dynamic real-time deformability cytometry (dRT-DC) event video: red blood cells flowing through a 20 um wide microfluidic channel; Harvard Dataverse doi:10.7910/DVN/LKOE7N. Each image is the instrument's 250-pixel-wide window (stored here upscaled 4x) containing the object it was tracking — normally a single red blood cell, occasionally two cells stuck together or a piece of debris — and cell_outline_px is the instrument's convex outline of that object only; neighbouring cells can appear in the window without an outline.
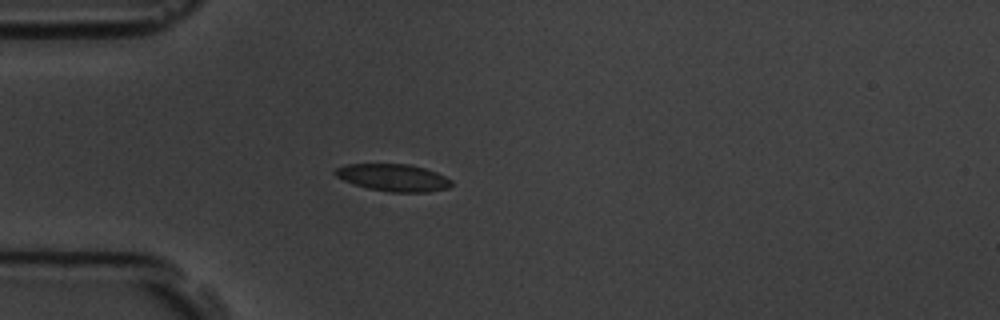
{"species": "common noctule bat (a hibernating species)", "species_latin": "Nyctalus noctula", "temperature_condition": "room temperature", "stored_images_in_passage": 7, "camera_frame_rate_fps": 3000, "um_per_image_px": 0.085, "animal": {"sex": "male", "body_mass_g": 19.5, "forearm_length_mm": 54.6}, "frame": {"image": 1, "passage_image": 6, "time_ms": 6.667, "image_size_px": [1000, 320], "cell_outline_px": [[452, 184], [448, 188], [428, 192], [388, 192], [368, 188], [352, 184], [336, 176], [332, 172], [336, 168], [348, 164], [408, 164], [424, 168], [436, 172], [452, 180]], "centroid_in_image_um": [33.42, 15.1], "position_along_channel_um": 51.6, "area_um2": 18.44}}